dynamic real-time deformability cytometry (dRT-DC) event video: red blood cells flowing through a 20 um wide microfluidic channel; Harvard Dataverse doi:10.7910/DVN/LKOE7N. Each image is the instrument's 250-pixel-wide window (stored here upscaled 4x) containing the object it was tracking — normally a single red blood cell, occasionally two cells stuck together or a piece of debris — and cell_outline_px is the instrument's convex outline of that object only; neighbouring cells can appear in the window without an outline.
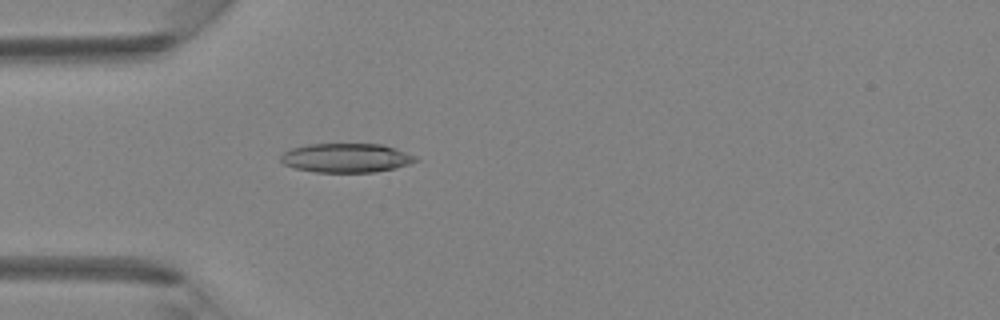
{"species": "Egyptian fruit bat (a non-hibernating species)", "species_latin": "Rousettus aegyptiacus", "temperature_condition": "room temperature", "stored_images_in_passage": 43, "camera_frame_rate_fps": 3000, "um_per_image_px": 0.085, "animal": {"sex": "female"}, "frame": {"image": 1, "passage_image": 12, "time_ms": 3.667, "image_size_px": [1000, 320], "cell_outline_px": [[420, 160], [396, 168], [376, 172], [316, 172], [296, 168], [284, 164], [280, 160], [280, 156], [284, 152], [292, 148], [308, 144], [384, 144], [396, 148], [416, 156]], "centroid_in_image_um": [29.46, 13.42], "position_along_channel_um": 55.5, "area_um2": 22.95}}
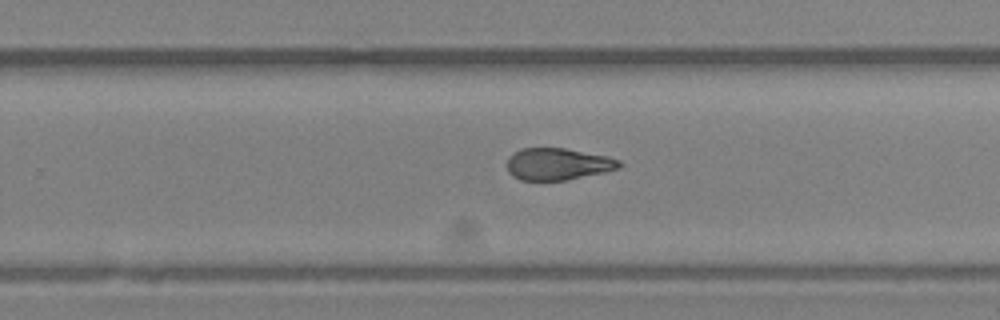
{"frame": {"image": 2, "passage_image": 27, "time_ms": 8.667, "image_size_px": [1000, 320], "cell_outline_px": [[624, 164], [620, 168], [604, 172], [564, 180], [520, 180], [512, 176], [508, 172], [508, 156], [520, 148], [564, 148], [608, 156], [620, 160]], "centroid_in_image_um": [47.42, 13.94], "position_along_channel_um": 282.4, "area_um2": 20.92}}
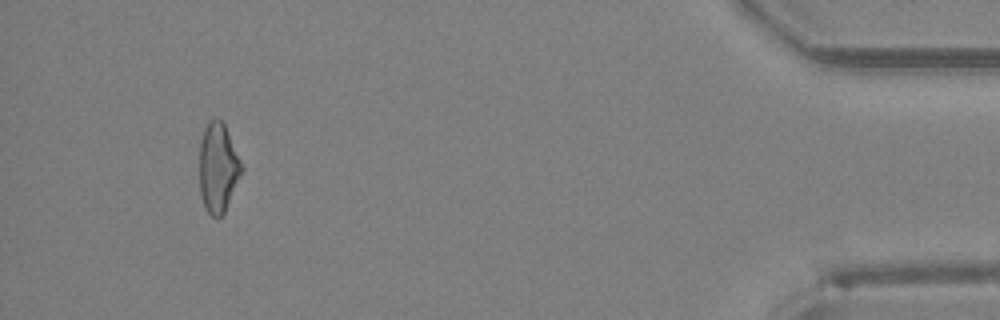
{"frame": {"image": 3, "passage_image": 40, "time_ms": 13.0, "image_size_px": [1000, 320], "cell_outline_px": [[244, 172], [224, 212], [216, 220], [204, 208], [200, 192], [200, 140], [204, 128], [208, 120], [216, 116], [224, 124], [244, 168]], "centroid_in_image_um": [18.54, 14.26], "position_along_channel_um": 416.7, "area_um2": 22.25}}